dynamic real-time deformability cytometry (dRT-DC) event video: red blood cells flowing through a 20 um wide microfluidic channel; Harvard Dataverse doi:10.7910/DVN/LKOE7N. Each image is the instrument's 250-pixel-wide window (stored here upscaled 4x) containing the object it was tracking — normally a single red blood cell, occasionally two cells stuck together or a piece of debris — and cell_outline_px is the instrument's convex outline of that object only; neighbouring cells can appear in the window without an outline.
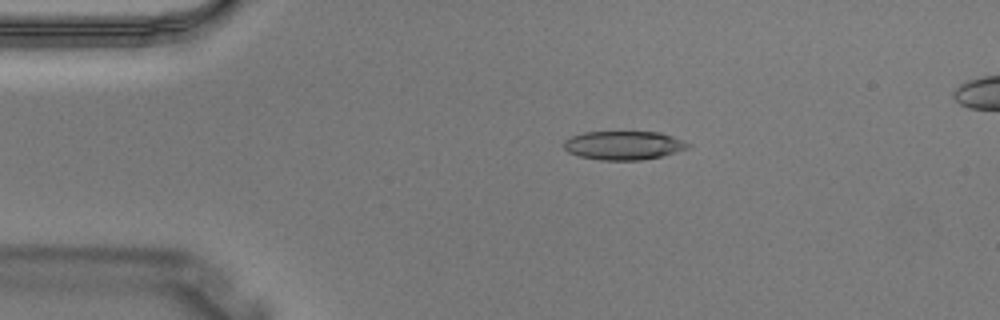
{"species": "Egyptian fruit bat (a non-hibernating species)", "species_latin": "Rousettus aegyptiacus", "temperature_condition": "warm", "stored_images_in_passage": 4, "camera_frame_rate_fps": 3000, "um_per_image_px": 0.085, "animal": {"sex": "male"}, "frame": {"image": 1, "passage_image": 3, "time_ms": 0.667, "image_size_px": [1000, 320], "cell_outline_px": [[692, 144], [688, 148], [660, 156], [640, 160], [600, 160], [580, 156], [568, 152], [564, 148], [564, 140], [572, 136], [584, 132], [660, 132], [672, 136]], "centroid_in_image_um": [52.99, 12.35], "position_along_channel_um": 32.0, "area_um2": 20.63}}